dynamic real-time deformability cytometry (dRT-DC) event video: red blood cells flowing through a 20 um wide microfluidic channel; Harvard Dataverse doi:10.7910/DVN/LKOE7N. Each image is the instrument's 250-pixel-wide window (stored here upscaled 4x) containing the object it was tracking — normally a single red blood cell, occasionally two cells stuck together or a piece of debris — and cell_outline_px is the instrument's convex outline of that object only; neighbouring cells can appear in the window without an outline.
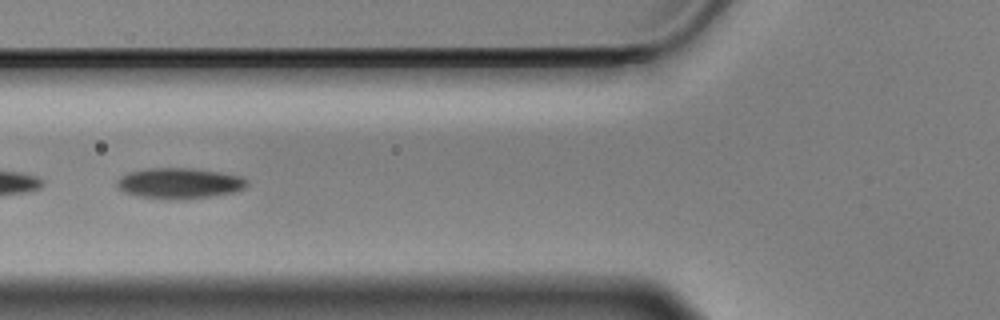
{"species": "Egyptian fruit bat (a non-hibernating species)", "species_latin": "Rousettus aegyptiacus", "temperature_condition": "cold", "stored_images_in_passage": 31, "camera_frame_rate_fps": 3000, "um_per_image_px": 0.085, "animal": {"sex": "male"}, "frame": {"image": 1, "passage_image": 21, "time_ms": 6.667, "image_size_px": [1000, 320], "cell_outline_px": [[248, 184], [244, 188], [232, 192], [208, 196], [168, 200], [136, 196], [124, 192], [116, 184], [116, 180], [120, 176], [128, 172], [148, 168], [192, 168], [220, 172], [240, 176], [248, 180]], "centroid_in_image_um": [15.2, 15.57], "position_along_channel_um": 110.6, "area_um2": 23.18}}
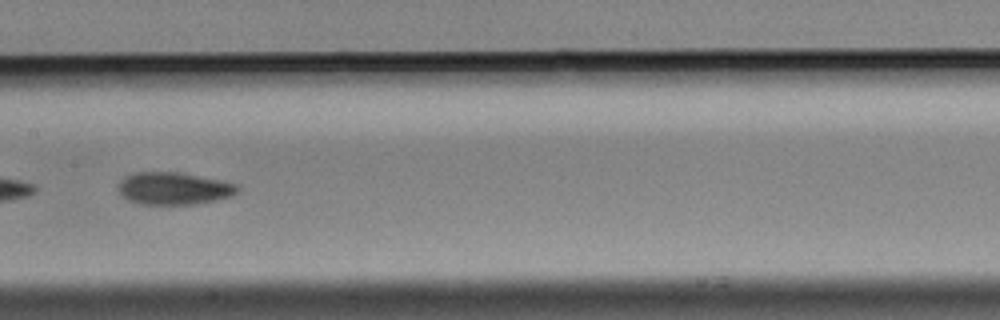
{"frame": {"image": 2, "passage_image": 28, "time_ms": 9.0, "image_size_px": [1000, 320], "cell_outline_px": [[240, 188], [232, 196], [216, 200], [196, 204], [140, 204], [128, 200], [120, 192], [120, 180], [124, 176], [136, 172], [180, 172], [220, 180], [236, 184]], "centroid_in_image_um": [14.78, 16.01], "position_along_channel_um": 192.6, "area_um2": 22.37}}